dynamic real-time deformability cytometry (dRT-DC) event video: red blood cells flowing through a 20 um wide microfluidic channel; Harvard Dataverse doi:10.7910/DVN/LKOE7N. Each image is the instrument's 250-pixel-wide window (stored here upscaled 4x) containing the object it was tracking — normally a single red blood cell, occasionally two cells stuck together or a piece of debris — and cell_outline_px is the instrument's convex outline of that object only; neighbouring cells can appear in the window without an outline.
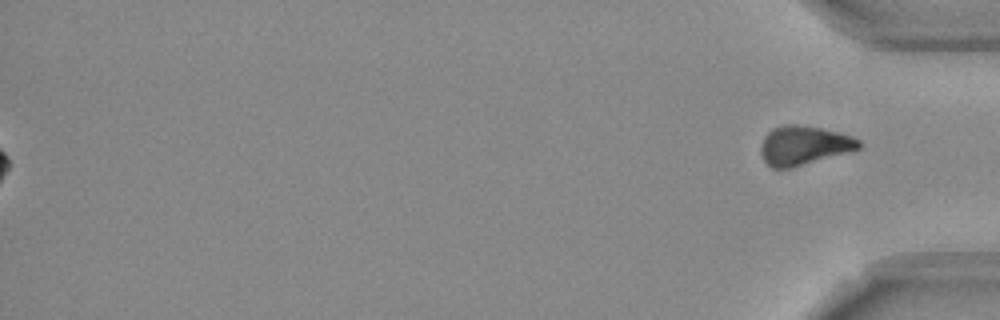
{"species": "Egyptian fruit bat (a non-hibernating species)", "species_latin": "Rousettus aegyptiacus", "temperature_condition": "room temperature", "stored_images_in_passage": 52, "segment_of_instrument_passage": [2, 2], "camera_frame_rate_fps": 3000, "um_per_image_px": 0.085, "frame": {"image": 1, "passage_image": 52, "time_ms": 17.0, "image_size_px": [1000, 320], "cell_outline_px": [[860, 148], [792, 168], [772, 168], [764, 160], [760, 152], [760, 148], [764, 136], [772, 128], [784, 124], [796, 124], [820, 128], [840, 132], [852, 136], [860, 140]], "centroid_in_image_um": [68.3, 12.35], "position_along_channel_um": 366.9, "area_um2": 22.25}}